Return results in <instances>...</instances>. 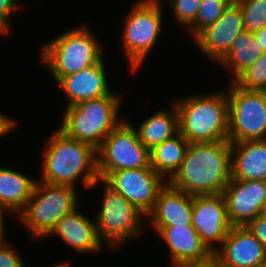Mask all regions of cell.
I'll return each instance as SVG.
<instances>
[{
    "label": "cell",
    "mask_w": 266,
    "mask_h": 267,
    "mask_svg": "<svg viewBox=\"0 0 266 267\" xmlns=\"http://www.w3.org/2000/svg\"><path fill=\"white\" fill-rule=\"evenodd\" d=\"M232 178L231 143H189L179 170L168 184L189 195L223 193Z\"/></svg>",
    "instance_id": "6da1fadb"
},
{
    "label": "cell",
    "mask_w": 266,
    "mask_h": 267,
    "mask_svg": "<svg viewBox=\"0 0 266 267\" xmlns=\"http://www.w3.org/2000/svg\"><path fill=\"white\" fill-rule=\"evenodd\" d=\"M45 144L41 153L42 176L38 181L75 188L81 181L89 189L99 180L97 154L92 145L71 139L59 129L51 133Z\"/></svg>",
    "instance_id": "7a4b0ae2"
},
{
    "label": "cell",
    "mask_w": 266,
    "mask_h": 267,
    "mask_svg": "<svg viewBox=\"0 0 266 267\" xmlns=\"http://www.w3.org/2000/svg\"><path fill=\"white\" fill-rule=\"evenodd\" d=\"M179 132L188 143L228 141L229 103L226 90L173 99Z\"/></svg>",
    "instance_id": "3957f363"
},
{
    "label": "cell",
    "mask_w": 266,
    "mask_h": 267,
    "mask_svg": "<svg viewBox=\"0 0 266 267\" xmlns=\"http://www.w3.org/2000/svg\"><path fill=\"white\" fill-rule=\"evenodd\" d=\"M40 49V62L56 83L63 76L100 62L105 52L100 40L85 23L55 36Z\"/></svg>",
    "instance_id": "277c9868"
},
{
    "label": "cell",
    "mask_w": 266,
    "mask_h": 267,
    "mask_svg": "<svg viewBox=\"0 0 266 267\" xmlns=\"http://www.w3.org/2000/svg\"><path fill=\"white\" fill-rule=\"evenodd\" d=\"M122 95L111 92L97 99L65 107L59 130L67 137L86 142L97 149L123 120L120 119Z\"/></svg>",
    "instance_id": "5b68a950"
},
{
    "label": "cell",
    "mask_w": 266,
    "mask_h": 267,
    "mask_svg": "<svg viewBox=\"0 0 266 267\" xmlns=\"http://www.w3.org/2000/svg\"><path fill=\"white\" fill-rule=\"evenodd\" d=\"M78 188L36 181L26 208L17 216L34 240L45 238L57 222L79 207Z\"/></svg>",
    "instance_id": "8992f818"
},
{
    "label": "cell",
    "mask_w": 266,
    "mask_h": 267,
    "mask_svg": "<svg viewBox=\"0 0 266 267\" xmlns=\"http://www.w3.org/2000/svg\"><path fill=\"white\" fill-rule=\"evenodd\" d=\"M98 185L103 188V198L96 213L95 222L101 242L103 244L105 242L106 246L113 247L115 250L118 247L120 248L127 240L142 236L143 229L146 228L144 225L146 215L132 205L122 194L113 191L102 180L96 181L89 190L95 189Z\"/></svg>",
    "instance_id": "52a82bcc"
},
{
    "label": "cell",
    "mask_w": 266,
    "mask_h": 267,
    "mask_svg": "<svg viewBox=\"0 0 266 267\" xmlns=\"http://www.w3.org/2000/svg\"><path fill=\"white\" fill-rule=\"evenodd\" d=\"M163 4L137 0L126 13L120 43L132 73L140 69L158 42L164 23Z\"/></svg>",
    "instance_id": "ba28073f"
},
{
    "label": "cell",
    "mask_w": 266,
    "mask_h": 267,
    "mask_svg": "<svg viewBox=\"0 0 266 267\" xmlns=\"http://www.w3.org/2000/svg\"><path fill=\"white\" fill-rule=\"evenodd\" d=\"M97 173L103 180L110 172L150 167V151L139 140L137 131L123 120L96 149Z\"/></svg>",
    "instance_id": "9c48e42d"
},
{
    "label": "cell",
    "mask_w": 266,
    "mask_h": 267,
    "mask_svg": "<svg viewBox=\"0 0 266 267\" xmlns=\"http://www.w3.org/2000/svg\"><path fill=\"white\" fill-rule=\"evenodd\" d=\"M228 88V141L238 143L266 139V92L244 90L234 82H230Z\"/></svg>",
    "instance_id": "30bf717a"
},
{
    "label": "cell",
    "mask_w": 266,
    "mask_h": 267,
    "mask_svg": "<svg viewBox=\"0 0 266 267\" xmlns=\"http://www.w3.org/2000/svg\"><path fill=\"white\" fill-rule=\"evenodd\" d=\"M102 181L145 215L152 210L159 192L168 183L151 166L110 172Z\"/></svg>",
    "instance_id": "8fae6325"
},
{
    "label": "cell",
    "mask_w": 266,
    "mask_h": 267,
    "mask_svg": "<svg viewBox=\"0 0 266 267\" xmlns=\"http://www.w3.org/2000/svg\"><path fill=\"white\" fill-rule=\"evenodd\" d=\"M191 224L201 241L214 253L232 227L223 193L194 195Z\"/></svg>",
    "instance_id": "7c38bea8"
},
{
    "label": "cell",
    "mask_w": 266,
    "mask_h": 267,
    "mask_svg": "<svg viewBox=\"0 0 266 267\" xmlns=\"http://www.w3.org/2000/svg\"><path fill=\"white\" fill-rule=\"evenodd\" d=\"M242 31L244 24L241 7L233 1L213 24L202 29L192 41L202 55L218 63Z\"/></svg>",
    "instance_id": "4fadbf2b"
},
{
    "label": "cell",
    "mask_w": 266,
    "mask_h": 267,
    "mask_svg": "<svg viewBox=\"0 0 266 267\" xmlns=\"http://www.w3.org/2000/svg\"><path fill=\"white\" fill-rule=\"evenodd\" d=\"M232 226H246L266 203V181L230 179L223 191Z\"/></svg>",
    "instance_id": "5bb4252c"
},
{
    "label": "cell",
    "mask_w": 266,
    "mask_h": 267,
    "mask_svg": "<svg viewBox=\"0 0 266 267\" xmlns=\"http://www.w3.org/2000/svg\"><path fill=\"white\" fill-rule=\"evenodd\" d=\"M223 267H257L266 261V250L246 226H232L214 252Z\"/></svg>",
    "instance_id": "9a60e30c"
},
{
    "label": "cell",
    "mask_w": 266,
    "mask_h": 267,
    "mask_svg": "<svg viewBox=\"0 0 266 267\" xmlns=\"http://www.w3.org/2000/svg\"><path fill=\"white\" fill-rule=\"evenodd\" d=\"M78 210L80 209L76 208L62 217L45 238L57 235L61 242L71 247L77 254L101 253L106 244L99 238L95 218L91 220Z\"/></svg>",
    "instance_id": "2e32d148"
},
{
    "label": "cell",
    "mask_w": 266,
    "mask_h": 267,
    "mask_svg": "<svg viewBox=\"0 0 266 267\" xmlns=\"http://www.w3.org/2000/svg\"><path fill=\"white\" fill-rule=\"evenodd\" d=\"M151 228L168 247L172 267L206 259L212 253L201 241L192 224L151 226Z\"/></svg>",
    "instance_id": "e0dca14e"
},
{
    "label": "cell",
    "mask_w": 266,
    "mask_h": 267,
    "mask_svg": "<svg viewBox=\"0 0 266 267\" xmlns=\"http://www.w3.org/2000/svg\"><path fill=\"white\" fill-rule=\"evenodd\" d=\"M104 58L79 72L63 76L58 82L61 91L67 97L66 107L80 102L109 95L110 87Z\"/></svg>",
    "instance_id": "ac0fdd59"
},
{
    "label": "cell",
    "mask_w": 266,
    "mask_h": 267,
    "mask_svg": "<svg viewBox=\"0 0 266 267\" xmlns=\"http://www.w3.org/2000/svg\"><path fill=\"white\" fill-rule=\"evenodd\" d=\"M193 195L171 187L168 183L159 192L146 220L152 226H179L191 224Z\"/></svg>",
    "instance_id": "d6986e66"
},
{
    "label": "cell",
    "mask_w": 266,
    "mask_h": 267,
    "mask_svg": "<svg viewBox=\"0 0 266 267\" xmlns=\"http://www.w3.org/2000/svg\"><path fill=\"white\" fill-rule=\"evenodd\" d=\"M232 178L266 181V139L231 143Z\"/></svg>",
    "instance_id": "ffe728a7"
},
{
    "label": "cell",
    "mask_w": 266,
    "mask_h": 267,
    "mask_svg": "<svg viewBox=\"0 0 266 267\" xmlns=\"http://www.w3.org/2000/svg\"><path fill=\"white\" fill-rule=\"evenodd\" d=\"M36 181L15 169L0 167V206L17 218L26 208Z\"/></svg>",
    "instance_id": "44dd1931"
},
{
    "label": "cell",
    "mask_w": 266,
    "mask_h": 267,
    "mask_svg": "<svg viewBox=\"0 0 266 267\" xmlns=\"http://www.w3.org/2000/svg\"><path fill=\"white\" fill-rule=\"evenodd\" d=\"M139 140L150 151L179 132L178 111L172 101L170 109L162 108L146 117L136 128Z\"/></svg>",
    "instance_id": "7402d4cb"
},
{
    "label": "cell",
    "mask_w": 266,
    "mask_h": 267,
    "mask_svg": "<svg viewBox=\"0 0 266 267\" xmlns=\"http://www.w3.org/2000/svg\"><path fill=\"white\" fill-rule=\"evenodd\" d=\"M254 33L242 31L233 41L229 52L218 62L231 74V83L250 68L263 54Z\"/></svg>",
    "instance_id": "603a6c76"
},
{
    "label": "cell",
    "mask_w": 266,
    "mask_h": 267,
    "mask_svg": "<svg viewBox=\"0 0 266 267\" xmlns=\"http://www.w3.org/2000/svg\"><path fill=\"white\" fill-rule=\"evenodd\" d=\"M189 143L178 132L150 150V166L167 182L179 170Z\"/></svg>",
    "instance_id": "cb8c5ba5"
},
{
    "label": "cell",
    "mask_w": 266,
    "mask_h": 267,
    "mask_svg": "<svg viewBox=\"0 0 266 267\" xmlns=\"http://www.w3.org/2000/svg\"><path fill=\"white\" fill-rule=\"evenodd\" d=\"M231 0H201L196 20L186 29L192 39L205 27L213 24L231 4Z\"/></svg>",
    "instance_id": "d4e9b609"
},
{
    "label": "cell",
    "mask_w": 266,
    "mask_h": 267,
    "mask_svg": "<svg viewBox=\"0 0 266 267\" xmlns=\"http://www.w3.org/2000/svg\"><path fill=\"white\" fill-rule=\"evenodd\" d=\"M241 7L244 30L255 33L266 27V0H238Z\"/></svg>",
    "instance_id": "484cf974"
},
{
    "label": "cell",
    "mask_w": 266,
    "mask_h": 267,
    "mask_svg": "<svg viewBox=\"0 0 266 267\" xmlns=\"http://www.w3.org/2000/svg\"><path fill=\"white\" fill-rule=\"evenodd\" d=\"M234 83L244 90L266 92V53H263Z\"/></svg>",
    "instance_id": "4316f807"
},
{
    "label": "cell",
    "mask_w": 266,
    "mask_h": 267,
    "mask_svg": "<svg viewBox=\"0 0 266 267\" xmlns=\"http://www.w3.org/2000/svg\"><path fill=\"white\" fill-rule=\"evenodd\" d=\"M172 9V17L178 25L187 29L197 17L201 0H164Z\"/></svg>",
    "instance_id": "83f0119b"
},
{
    "label": "cell",
    "mask_w": 266,
    "mask_h": 267,
    "mask_svg": "<svg viewBox=\"0 0 266 267\" xmlns=\"http://www.w3.org/2000/svg\"><path fill=\"white\" fill-rule=\"evenodd\" d=\"M6 241L8 240H0V267H27L21 253L12 246L13 243Z\"/></svg>",
    "instance_id": "f1b7e54d"
},
{
    "label": "cell",
    "mask_w": 266,
    "mask_h": 267,
    "mask_svg": "<svg viewBox=\"0 0 266 267\" xmlns=\"http://www.w3.org/2000/svg\"><path fill=\"white\" fill-rule=\"evenodd\" d=\"M17 2L18 0H0V35H8L11 32V18L14 12L21 8Z\"/></svg>",
    "instance_id": "f546056e"
},
{
    "label": "cell",
    "mask_w": 266,
    "mask_h": 267,
    "mask_svg": "<svg viewBox=\"0 0 266 267\" xmlns=\"http://www.w3.org/2000/svg\"><path fill=\"white\" fill-rule=\"evenodd\" d=\"M246 227L261 242L266 250V218L258 215L255 219L250 221Z\"/></svg>",
    "instance_id": "4dcf8cb0"
},
{
    "label": "cell",
    "mask_w": 266,
    "mask_h": 267,
    "mask_svg": "<svg viewBox=\"0 0 266 267\" xmlns=\"http://www.w3.org/2000/svg\"><path fill=\"white\" fill-rule=\"evenodd\" d=\"M177 267H223L220 258L211 253L206 259L189 262Z\"/></svg>",
    "instance_id": "1f68e13d"
},
{
    "label": "cell",
    "mask_w": 266,
    "mask_h": 267,
    "mask_svg": "<svg viewBox=\"0 0 266 267\" xmlns=\"http://www.w3.org/2000/svg\"><path fill=\"white\" fill-rule=\"evenodd\" d=\"M17 125V120L0 111V138L7 136Z\"/></svg>",
    "instance_id": "d6a6232c"
},
{
    "label": "cell",
    "mask_w": 266,
    "mask_h": 267,
    "mask_svg": "<svg viewBox=\"0 0 266 267\" xmlns=\"http://www.w3.org/2000/svg\"><path fill=\"white\" fill-rule=\"evenodd\" d=\"M257 42L260 44L264 53H266V27L254 33Z\"/></svg>",
    "instance_id": "836d02e7"
},
{
    "label": "cell",
    "mask_w": 266,
    "mask_h": 267,
    "mask_svg": "<svg viewBox=\"0 0 266 267\" xmlns=\"http://www.w3.org/2000/svg\"><path fill=\"white\" fill-rule=\"evenodd\" d=\"M7 213V214H6ZM5 214L6 215H9L8 212H6L1 206H0V240H3V239H6L5 237V226L4 223H5Z\"/></svg>",
    "instance_id": "e575fe53"
},
{
    "label": "cell",
    "mask_w": 266,
    "mask_h": 267,
    "mask_svg": "<svg viewBox=\"0 0 266 267\" xmlns=\"http://www.w3.org/2000/svg\"><path fill=\"white\" fill-rule=\"evenodd\" d=\"M72 264L69 262V261H62V262H59L57 264H53L52 266L50 267H71ZM27 267H30V266H27Z\"/></svg>",
    "instance_id": "d590c367"
},
{
    "label": "cell",
    "mask_w": 266,
    "mask_h": 267,
    "mask_svg": "<svg viewBox=\"0 0 266 267\" xmlns=\"http://www.w3.org/2000/svg\"><path fill=\"white\" fill-rule=\"evenodd\" d=\"M260 216L266 218V203L264 204V206L261 209Z\"/></svg>",
    "instance_id": "8d00e7d4"
},
{
    "label": "cell",
    "mask_w": 266,
    "mask_h": 267,
    "mask_svg": "<svg viewBox=\"0 0 266 267\" xmlns=\"http://www.w3.org/2000/svg\"><path fill=\"white\" fill-rule=\"evenodd\" d=\"M138 1H143V2H162L163 3L164 0H138Z\"/></svg>",
    "instance_id": "74e56055"
},
{
    "label": "cell",
    "mask_w": 266,
    "mask_h": 267,
    "mask_svg": "<svg viewBox=\"0 0 266 267\" xmlns=\"http://www.w3.org/2000/svg\"><path fill=\"white\" fill-rule=\"evenodd\" d=\"M257 267H266V261L262 262V263L259 264Z\"/></svg>",
    "instance_id": "f35d334b"
}]
</instances>
